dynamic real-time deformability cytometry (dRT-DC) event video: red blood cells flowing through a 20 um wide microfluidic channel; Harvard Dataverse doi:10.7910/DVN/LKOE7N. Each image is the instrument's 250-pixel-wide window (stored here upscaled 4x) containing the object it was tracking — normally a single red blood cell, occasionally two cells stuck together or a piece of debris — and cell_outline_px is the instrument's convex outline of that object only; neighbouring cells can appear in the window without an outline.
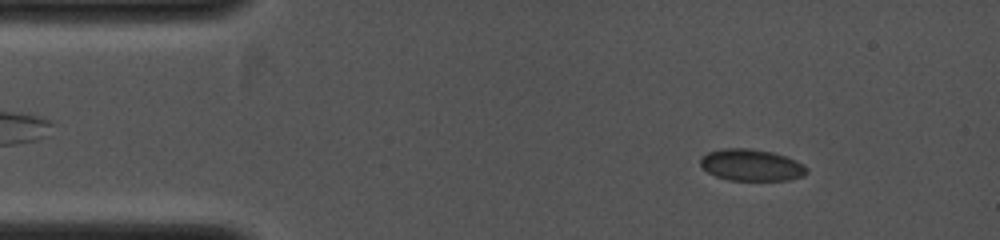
{"species": "common noctule bat (a hibernating species)", "species_latin": "Nyctalus noctula", "temperature_condition": "cold", "stored_images_in_passage": 8, "camera_frame_rate_fps": 4000, "um_per_image_px": 0.085, "animal": {"sex": "female", "body_mass_g": 19.0, "forearm_length_mm": 53.3}, "frame": {"image": 1, "passage_image": 3, "time_ms": 1.25, "image_size_px": [1000, 240], "cell_outline_px": [[808, 172], [804, 176], [788, 180], [728, 180], [716, 176], [708, 172], [700, 164], [700, 156], [708, 152], [724, 148], [752, 148], [772, 152], [796, 160], [804, 164], [808, 168]], "centroid_in_image_um": [63.88, 14.02], "position_along_channel_um": 21.1, "area_um2": 19.77}}
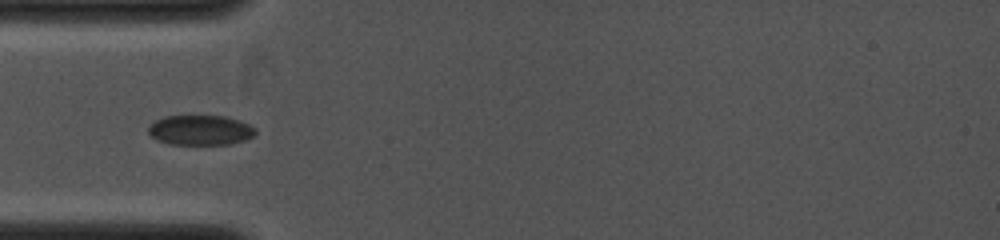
{"frame": {"image": 2, "passage_image": 7, "time_ms": 3.5, "image_size_px": [1000, 240], "cell_outline_px": [[256, 132], [252, 136], [244, 140], [228, 144], [168, 144], [156, 140], [148, 132], [148, 128], [156, 120], [164, 116], [228, 116], [240, 120], [256, 128]], "centroid_in_image_um": [17.03, 11.06], "position_along_channel_um": 68.0, "area_um2": 18.67}}